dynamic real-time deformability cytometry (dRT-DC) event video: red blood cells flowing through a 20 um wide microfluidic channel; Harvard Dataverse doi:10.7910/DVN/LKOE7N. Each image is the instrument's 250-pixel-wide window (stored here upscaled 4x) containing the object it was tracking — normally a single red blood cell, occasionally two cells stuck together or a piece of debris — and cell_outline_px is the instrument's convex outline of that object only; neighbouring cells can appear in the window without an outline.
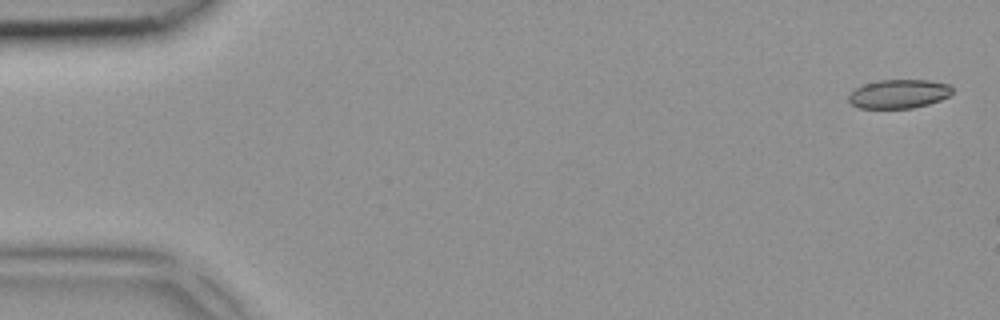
{"species": "common noctule bat (a hibernating species)", "species_latin": "Nyctalus noctula", "temperature_condition": "room temperature", "stored_images_in_passage": 4, "camera_frame_rate_fps": 3000, "um_per_image_px": 0.085, "animal": {"sex": "female", "body_mass_g": 18.4}, "frame": {"image": 1, "passage_image": 1, "time_ms": 0.0, "image_size_px": [1000, 320], "cell_outline_px": [[952, 92], [948, 96], [940, 100], [928, 104], [912, 108], [860, 108], [852, 104], [848, 100], [848, 96], [856, 88], [864, 84], [876, 80], [928, 80], [948, 84], [952, 88]], "centroid_in_image_um": [76.39, 7.98], "position_along_channel_um": 8.6, "area_um2": 17.34}}